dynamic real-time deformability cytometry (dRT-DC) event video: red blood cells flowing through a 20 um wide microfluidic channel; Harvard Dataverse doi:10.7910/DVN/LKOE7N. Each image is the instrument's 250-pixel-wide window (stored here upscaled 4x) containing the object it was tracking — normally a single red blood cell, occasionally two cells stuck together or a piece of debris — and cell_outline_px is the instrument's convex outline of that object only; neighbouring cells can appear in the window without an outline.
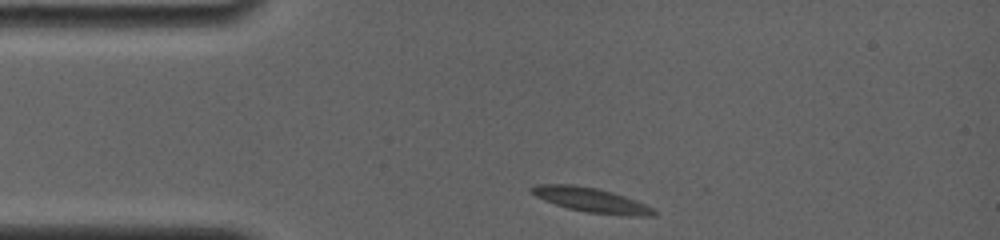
{"species": "common noctule bat (a hibernating species)", "species_latin": "Nyctalus noctula", "temperature_condition": "room temperature", "stored_images_in_passage": 50, "camera_frame_rate_fps": 4000, "um_per_image_px": 0.085, "animal": {"sex": "female", "body_mass_g": 19.0, "forearm_length_mm": 56.7}, "frame": {"image": 1, "passage_image": 1, "time_ms": 0.0, "image_size_px": [1000, 240], "cell_outline_px": [[660, 212], [656, 216], [624, 216], [588, 212], [568, 208], [544, 200], [528, 192], [528, 188], [536, 184], [572, 184], [596, 188], [612, 192], [636, 200]], "centroid_in_image_um": [50.26, 17.0], "position_along_channel_um": 34.7, "area_um2": 17.63}}
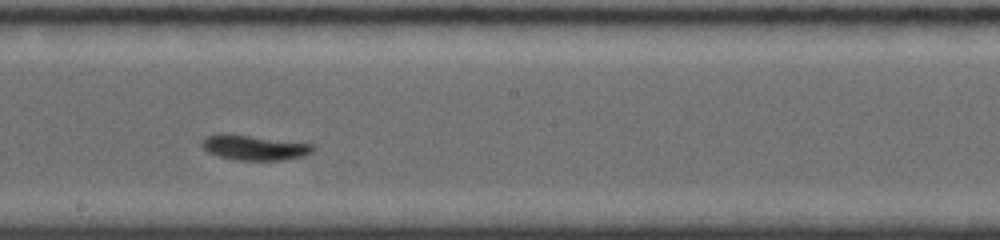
{"frame": {"image": 2, "passage_image": 29, "time_ms": 6.0, "image_size_px": [1000, 240], "cell_outline_px": [[316, 148], [312, 152], [304, 156], [284, 160], [236, 160], [216, 156], [208, 152], [200, 144], [200, 140], [204, 136], [224, 132], [316, 144]], "centroid_in_image_um": [21.59, 12.52], "position_along_channel_um": 226.6, "area_um2": 16.76}}
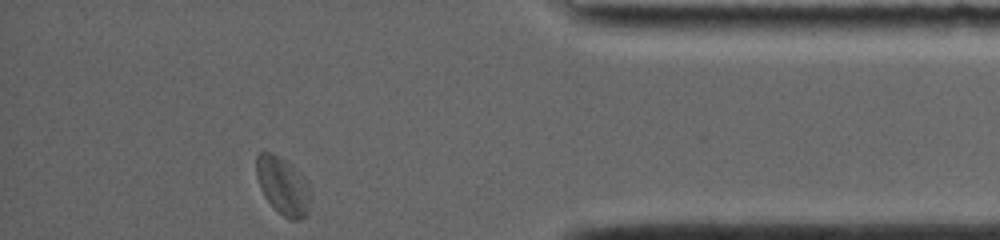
{"frame": {"image": 3, "passage_image": 50, "time_ms": 11.5, "image_size_px": [1000, 240], "cell_outline_px": [[308, 212], [300, 220], [292, 220], [284, 216], [264, 196], [260, 188], [256, 176], [256, 156], [260, 152], [268, 152], [292, 164], [300, 172], [308, 184]], "centroid_in_image_um": [24.02, 15.77], "position_along_channel_um": 411.2, "area_um2": 17.74}, "authors_computed_cell_mechanics": {"area_um2": 16.473, "velocity_mm_per_s": 3.7046, "shape_relaxation_time_tau1_ms": 2.6667, "shape_relaxation_time_tau2_ms": 3.8135, "deformation_change_tau1": 0.1258, "deformation_change_tau2": 0.07}}